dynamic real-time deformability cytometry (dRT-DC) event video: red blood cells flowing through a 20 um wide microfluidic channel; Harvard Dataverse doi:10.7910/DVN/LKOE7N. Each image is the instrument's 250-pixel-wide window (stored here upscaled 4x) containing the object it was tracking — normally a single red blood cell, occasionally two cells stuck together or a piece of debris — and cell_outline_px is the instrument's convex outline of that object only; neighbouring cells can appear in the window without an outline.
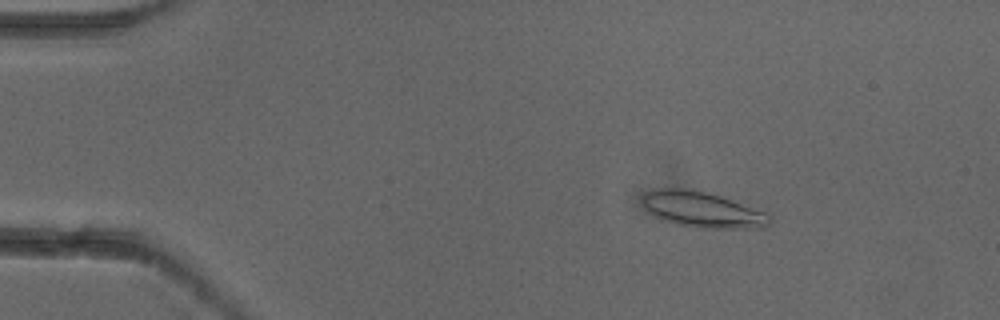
{"species": "common noctule bat (a hibernating species)", "species_latin": "Nyctalus noctula", "temperature_condition": "cold", "stored_images_in_passage": 6, "camera_frame_rate_fps": 3000, "um_per_image_px": 0.085, "animal": {"sex": "female"}, "frame": {"image": 1, "passage_image": 3, "time_ms": 0.667, "image_size_px": [1000, 320], "cell_outline_px": [[772, 220], [764, 228], [692, 228], [676, 224], [656, 216], [648, 212], [644, 204], [644, 192], [652, 188], [692, 188], [720, 196], [768, 212], [772, 216]], "centroid_in_image_um": [59.74, 17.81], "position_along_channel_um": 25.3, "area_um2": 26.76}}